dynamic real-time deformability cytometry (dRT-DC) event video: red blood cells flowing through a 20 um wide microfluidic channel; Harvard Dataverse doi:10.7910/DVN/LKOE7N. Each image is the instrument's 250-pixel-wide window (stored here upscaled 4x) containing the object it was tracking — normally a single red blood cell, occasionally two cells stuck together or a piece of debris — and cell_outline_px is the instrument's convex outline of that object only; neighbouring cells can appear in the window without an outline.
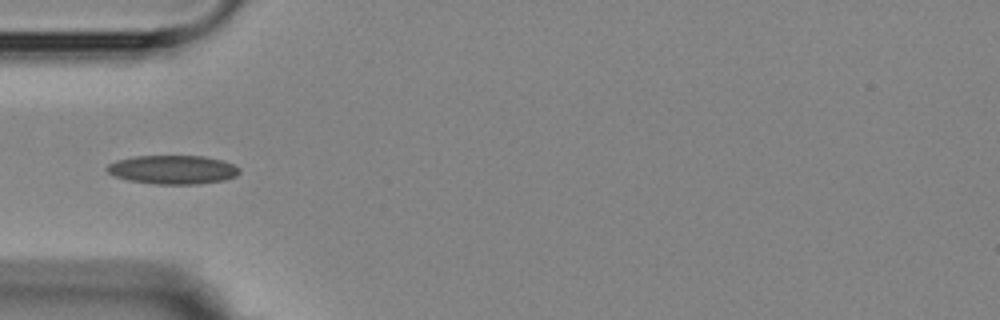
{"species": "Egyptian fruit bat (a non-hibernating species)", "species_latin": "Rousettus aegyptiacus", "temperature_condition": "room temperature", "stored_images_in_passage": 14, "camera_frame_rate_fps": 3000, "um_per_image_px": 0.085, "animal": {"sex": "female"}, "frame": {"image": 1, "passage_image": 4, "time_ms": 5.0, "image_size_px": [1000, 320], "cell_outline_px": [[240, 172], [236, 176], [224, 180], [196, 184], [156, 184], [128, 180], [116, 176], [108, 172], [104, 168], [108, 164], [116, 160], [132, 156], [204, 156], [220, 160], [232, 164], [240, 168]], "centroid_in_image_um": [14.66, 14.42], "position_along_channel_um": 70.3, "area_um2": 22.2}}
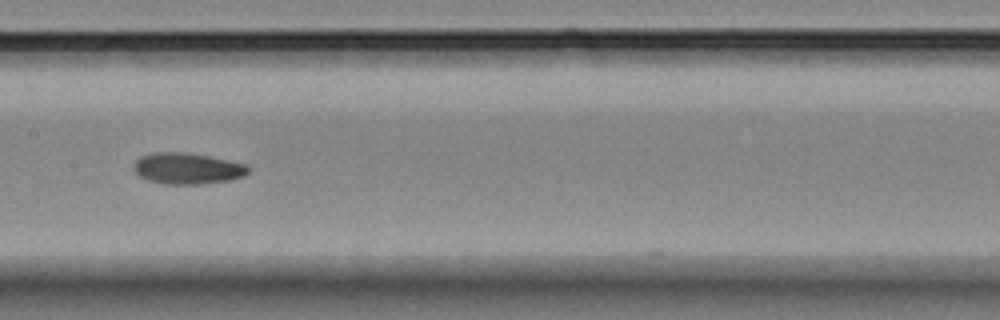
{"frame": {"image": 2, "passage_image": 7, "time_ms": 8.333, "image_size_px": [1000, 320], "cell_outline_px": [[252, 168], [244, 176], [228, 180], [200, 184], [164, 184], [148, 180], [140, 176], [132, 168], [132, 164], [140, 156], [152, 152], [188, 152], [248, 164]], "centroid_in_image_um": [15.92, 14.31], "position_along_channel_um": 191.5, "area_um2": 21.04}}
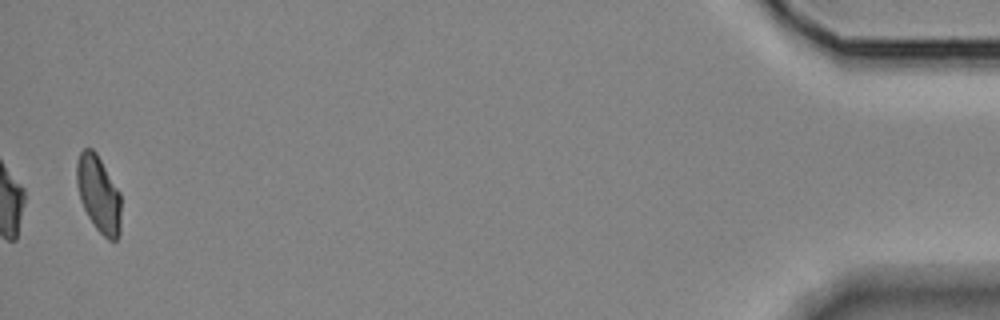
{"frame": {"image": 3, "passage_image": 14, "time_ms": 17.333, "image_size_px": [1000, 320], "cell_outline_px": [[120, 232], [116, 240], [108, 240], [96, 228], [88, 216], [80, 200], [76, 184], [76, 164], [80, 152], [84, 148], [92, 148], [96, 152], [120, 192]], "centroid_in_image_um": [8.37, 16.48], "position_along_channel_um": 426.8, "area_um2": 19.77}, "authors_computed_cell_mechanics": {"area_um2": 20.9525, "velocity_mm_per_s": 3.6132, "shape_relaxation_time_tau1_ms": 7.894, "shape_relaxation_time_tau2_ms": 4.7282, "deformation_change_tau1": 0.1657, "deformation_change_tau2": 0.0991}}